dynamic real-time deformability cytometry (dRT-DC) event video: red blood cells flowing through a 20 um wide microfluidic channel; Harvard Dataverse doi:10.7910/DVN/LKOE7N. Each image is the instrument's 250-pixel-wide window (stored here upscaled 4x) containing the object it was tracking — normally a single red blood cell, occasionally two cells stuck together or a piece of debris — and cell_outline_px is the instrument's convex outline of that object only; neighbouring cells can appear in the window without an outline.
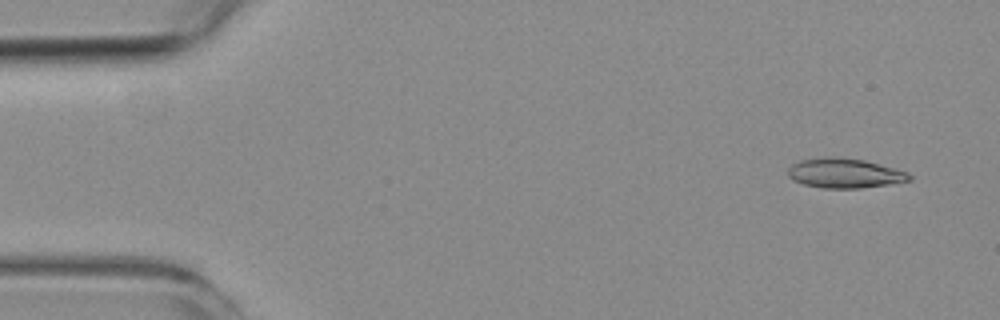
{"species": "common noctule bat (a hibernating species)", "species_latin": "Nyctalus noctula", "temperature_condition": "room temperature", "stored_images_in_passage": 5, "camera_frame_rate_fps": 3000, "um_per_image_px": 0.085, "animal": {"sex": "female", "body_mass_g": 19.3, "forearm_length_mm": 54.1}, "frame": {"image": 1, "passage_image": 1, "time_ms": 0.0, "image_size_px": [1000, 320], "cell_outline_px": [[912, 180], [888, 184], [860, 188], [824, 188], [804, 184], [792, 180], [788, 176], [788, 168], [792, 164], [800, 160], [828, 156], [840, 156], [864, 160], [896, 168], [908, 172], [912, 176]], "centroid_in_image_um": [71.79, 14.71], "position_along_channel_um": 13.2, "area_um2": 21.15}}
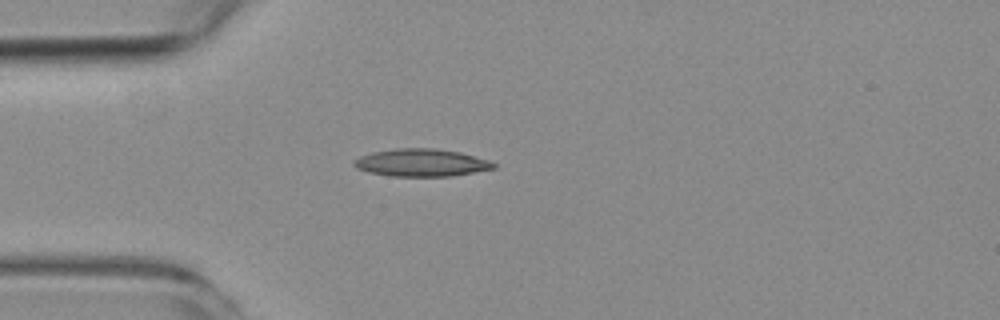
{"frame": {"image": 2, "passage_image": 4, "time_ms": 3.667, "image_size_px": [1000, 320], "cell_outline_px": [[496, 168], [452, 176], [388, 176], [356, 168], [352, 164], [352, 160], [360, 156], [372, 152], [396, 148], [432, 148], [460, 152], [488, 160], [496, 164]], "centroid_in_image_um": [35.79, 13.82], "position_along_channel_um": 49.2, "area_um2": 22.37}}